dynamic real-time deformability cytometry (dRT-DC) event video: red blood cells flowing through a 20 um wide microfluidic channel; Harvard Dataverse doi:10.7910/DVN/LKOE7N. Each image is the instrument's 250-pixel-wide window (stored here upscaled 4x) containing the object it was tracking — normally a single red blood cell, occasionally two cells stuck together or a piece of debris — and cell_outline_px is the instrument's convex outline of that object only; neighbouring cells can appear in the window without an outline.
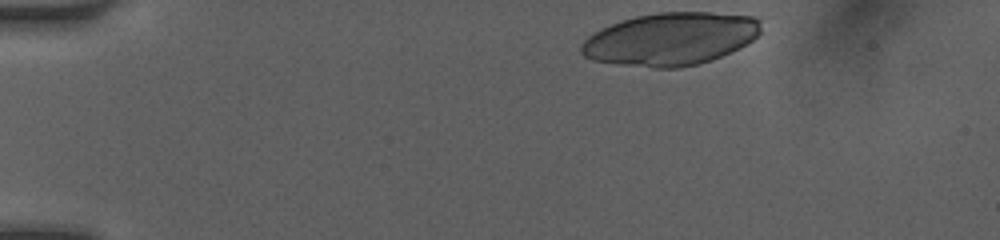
{"species": "human", "species_latin": "Homo sapiens", "temperature_condition": "room temperature", "stored_images_in_passage": 35, "camera_frame_rate_fps": 3000, "um_per_image_px": 0.085, "donor": {"sex": "female"}, "frame": {"image": 1, "passage_image": 1, "time_ms": 0.0, "image_size_px": [1000, 240], "cell_outline_px": [[760, 32], [752, 40], [712, 60], [680, 68], [656, 68], [620, 64], [592, 60], [584, 56], [580, 52], [580, 44], [588, 36], [600, 28], [636, 16], [660, 12], [712, 12], [756, 16], [760, 20]], "centroid_in_image_um": [56.98, 3.3], "position_along_channel_um": 28.0, "area_um2": 55.03}}